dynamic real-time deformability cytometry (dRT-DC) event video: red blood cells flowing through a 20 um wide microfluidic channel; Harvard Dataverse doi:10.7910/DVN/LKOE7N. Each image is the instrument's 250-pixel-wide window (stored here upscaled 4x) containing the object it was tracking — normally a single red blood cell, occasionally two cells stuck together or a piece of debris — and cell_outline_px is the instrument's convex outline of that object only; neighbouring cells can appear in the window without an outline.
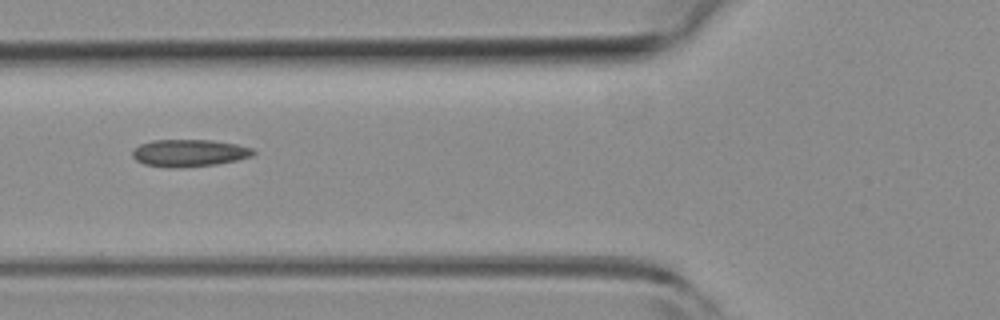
{"species": "common noctule bat (a hibernating species)", "species_latin": "Nyctalus noctula", "temperature_condition": "room temperature", "stored_images_in_passage": 5, "camera_frame_rate_fps": 3000, "um_per_image_px": 0.085, "animal": {"sex": "female", "body_mass_g": 19.3, "forearm_length_mm": 54.1}, "frame": {"image": 1, "passage_image": 5, "time_ms": 1.333, "image_size_px": [1000, 320], "cell_outline_px": [[256, 152], [252, 156], [236, 160], [216, 164], [184, 168], [164, 168], [144, 164], [136, 160], [132, 156], [132, 152], [140, 144], [152, 140], [212, 140], [236, 144], [252, 148]], "centroid_in_image_um": [16.06, 13.01], "position_along_channel_um": 109.7, "area_um2": 19.31}}